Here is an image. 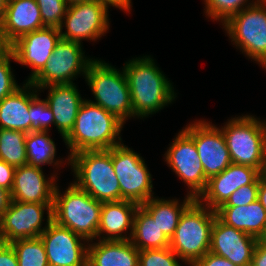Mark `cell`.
<instances>
[{"instance_id":"42","label":"cell","mask_w":266,"mask_h":266,"mask_svg":"<svg viewBox=\"0 0 266 266\" xmlns=\"http://www.w3.org/2000/svg\"><path fill=\"white\" fill-rule=\"evenodd\" d=\"M257 200L266 210V173H263L259 176V188H258Z\"/></svg>"},{"instance_id":"3","label":"cell","mask_w":266,"mask_h":266,"mask_svg":"<svg viewBox=\"0 0 266 266\" xmlns=\"http://www.w3.org/2000/svg\"><path fill=\"white\" fill-rule=\"evenodd\" d=\"M74 183L99 202L121 201V189L112 164V148L86 150L69 157Z\"/></svg>"},{"instance_id":"17","label":"cell","mask_w":266,"mask_h":266,"mask_svg":"<svg viewBox=\"0 0 266 266\" xmlns=\"http://www.w3.org/2000/svg\"><path fill=\"white\" fill-rule=\"evenodd\" d=\"M259 239L223 223L217 216L211 228L210 249L237 266H250Z\"/></svg>"},{"instance_id":"45","label":"cell","mask_w":266,"mask_h":266,"mask_svg":"<svg viewBox=\"0 0 266 266\" xmlns=\"http://www.w3.org/2000/svg\"><path fill=\"white\" fill-rule=\"evenodd\" d=\"M68 5L74 4V3H80V2H87L91 0H65Z\"/></svg>"},{"instance_id":"1","label":"cell","mask_w":266,"mask_h":266,"mask_svg":"<svg viewBox=\"0 0 266 266\" xmlns=\"http://www.w3.org/2000/svg\"><path fill=\"white\" fill-rule=\"evenodd\" d=\"M123 66L130 89L133 117H148L173 102L176 97L174 87L151 56L132 59Z\"/></svg>"},{"instance_id":"9","label":"cell","mask_w":266,"mask_h":266,"mask_svg":"<svg viewBox=\"0 0 266 266\" xmlns=\"http://www.w3.org/2000/svg\"><path fill=\"white\" fill-rule=\"evenodd\" d=\"M112 164L121 189V200L139 205L154 197L152 177L140 154L123 143L112 147Z\"/></svg>"},{"instance_id":"13","label":"cell","mask_w":266,"mask_h":266,"mask_svg":"<svg viewBox=\"0 0 266 266\" xmlns=\"http://www.w3.org/2000/svg\"><path fill=\"white\" fill-rule=\"evenodd\" d=\"M164 155L168 166L187 184L190 190L187 195L198 199L205 191L208 179L194 140L182 129Z\"/></svg>"},{"instance_id":"31","label":"cell","mask_w":266,"mask_h":266,"mask_svg":"<svg viewBox=\"0 0 266 266\" xmlns=\"http://www.w3.org/2000/svg\"><path fill=\"white\" fill-rule=\"evenodd\" d=\"M258 1H251L252 3L247 5L248 0H204L205 13L208 17L221 20L220 22L224 24L231 16Z\"/></svg>"},{"instance_id":"20","label":"cell","mask_w":266,"mask_h":266,"mask_svg":"<svg viewBox=\"0 0 266 266\" xmlns=\"http://www.w3.org/2000/svg\"><path fill=\"white\" fill-rule=\"evenodd\" d=\"M50 178L45 177L40 167L28 164L16 167L11 189L12 200L53 204L57 177L52 175Z\"/></svg>"},{"instance_id":"43","label":"cell","mask_w":266,"mask_h":266,"mask_svg":"<svg viewBox=\"0 0 266 266\" xmlns=\"http://www.w3.org/2000/svg\"><path fill=\"white\" fill-rule=\"evenodd\" d=\"M105 5L113 6L119 9H122L126 12H129L131 9V0H98Z\"/></svg>"},{"instance_id":"34","label":"cell","mask_w":266,"mask_h":266,"mask_svg":"<svg viewBox=\"0 0 266 266\" xmlns=\"http://www.w3.org/2000/svg\"><path fill=\"white\" fill-rule=\"evenodd\" d=\"M178 260L170 247L139 251V266H181Z\"/></svg>"},{"instance_id":"25","label":"cell","mask_w":266,"mask_h":266,"mask_svg":"<svg viewBox=\"0 0 266 266\" xmlns=\"http://www.w3.org/2000/svg\"><path fill=\"white\" fill-rule=\"evenodd\" d=\"M215 212L223 223L259 240L266 233V210L258 200L245 206L219 207Z\"/></svg>"},{"instance_id":"21","label":"cell","mask_w":266,"mask_h":266,"mask_svg":"<svg viewBox=\"0 0 266 266\" xmlns=\"http://www.w3.org/2000/svg\"><path fill=\"white\" fill-rule=\"evenodd\" d=\"M75 83L50 85L40 89H49V94L45 99L54 114V126L64 138L70 133L75 124V119L79 108L82 105L83 99L78 92Z\"/></svg>"},{"instance_id":"22","label":"cell","mask_w":266,"mask_h":266,"mask_svg":"<svg viewBox=\"0 0 266 266\" xmlns=\"http://www.w3.org/2000/svg\"><path fill=\"white\" fill-rule=\"evenodd\" d=\"M138 206L139 204L128 200L103 202L97 237L99 236L100 240H130ZM127 229L130 230V235L126 237L127 234H122L124 231L127 233ZM101 235H105V237H101Z\"/></svg>"},{"instance_id":"27","label":"cell","mask_w":266,"mask_h":266,"mask_svg":"<svg viewBox=\"0 0 266 266\" xmlns=\"http://www.w3.org/2000/svg\"><path fill=\"white\" fill-rule=\"evenodd\" d=\"M130 241L139 251L170 246V240L141 205L138 206L134 216L133 233Z\"/></svg>"},{"instance_id":"28","label":"cell","mask_w":266,"mask_h":266,"mask_svg":"<svg viewBox=\"0 0 266 266\" xmlns=\"http://www.w3.org/2000/svg\"><path fill=\"white\" fill-rule=\"evenodd\" d=\"M25 146L27 152V164L30 166L41 167L48 164L59 165L63 161L55 160V142L48 135V131L29 132L26 134ZM56 161V162H54Z\"/></svg>"},{"instance_id":"35","label":"cell","mask_w":266,"mask_h":266,"mask_svg":"<svg viewBox=\"0 0 266 266\" xmlns=\"http://www.w3.org/2000/svg\"><path fill=\"white\" fill-rule=\"evenodd\" d=\"M10 59L15 61L12 51L7 47L0 54V101L20 87L11 71Z\"/></svg>"},{"instance_id":"10","label":"cell","mask_w":266,"mask_h":266,"mask_svg":"<svg viewBox=\"0 0 266 266\" xmlns=\"http://www.w3.org/2000/svg\"><path fill=\"white\" fill-rule=\"evenodd\" d=\"M78 42L60 39L44 68L29 81L37 89L50 85L72 84L74 77L85 76L94 60L87 58Z\"/></svg>"},{"instance_id":"16","label":"cell","mask_w":266,"mask_h":266,"mask_svg":"<svg viewBox=\"0 0 266 266\" xmlns=\"http://www.w3.org/2000/svg\"><path fill=\"white\" fill-rule=\"evenodd\" d=\"M60 39L59 28L44 27L23 35L8 47L15 62L32 68L27 82L44 68Z\"/></svg>"},{"instance_id":"15","label":"cell","mask_w":266,"mask_h":266,"mask_svg":"<svg viewBox=\"0 0 266 266\" xmlns=\"http://www.w3.org/2000/svg\"><path fill=\"white\" fill-rule=\"evenodd\" d=\"M44 244L49 266H87L86 239L51 220L39 236ZM83 240L84 243H81Z\"/></svg>"},{"instance_id":"14","label":"cell","mask_w":266,"mask_h":266,"mask_svg":"<svg viewBox=\"0 0 266 266\" xmlns=\"http://www.w3.org/2000/svg\"><path fill=\"white\" fill-rule=\"evenodd\" d=\"M193 140L206 178L218 175L232 162L222 130L204 120L183 129Z\"/></svg>"},{"instance_id":"36","label":"cell","mask_w":266,"mask_h":266,"mask_svg":"<svg viewBox=\"0 0 266 266\" xmlns=\"http://www.w3.org/2000/svg\"><path fill=\"white\" fill-rule=\"evenodd\" d=\"M259 177L252 183L244 185L234 191L228 200L220 207L245 206L258 198Z\"/></svg>"},{"instance_id":"40","label":"cell","mask_w":266,"mask_h":266,"mask_svg":"<svg viewBox=\"0 0 266 266\" xmlns=\"http://www.w3.org/2000/svg\"><path fill=\"white\" fill-rule=\"evenodd\" d=\"M250 266H266V244L261 240L256 244Z\"/></svg>"},{"instance_id":"47","label":"cell","mask_w":266,"mask_h":266,"mask_svg":"<svg viewBox=\"0 0 266 266\" xmlns=\"http://www.w3.org/2000/svg\"><path fill=\"white\" fill-rule=\"evenodd\" d=\"M260 65L266 69V58L260 63Z\"/></svg>"},{"instance_id":"38","label":"cell","mask_w":266,"mask_h":266,"mask_svg":"<svg viewBox=\"0 0 266 266\" xmlns=\"http://www.w3.org/2000/svg\"><path fill=\"white\" fill-rule=\"evenodd\" d=\"M16 167L0 160V186L10 190L13 187Z\"/></svg>"},{"instance_id":"39","label":"cell","mask_w":266,"mask_h":266,"mask_svg":"<svg viewBox=\"0 0 266 266\" xmlns=\"http://www.w3.org/2000/svg\"><path fill=\"white\" fill-rule=\"evenodd\" d=\"M0 266H19L16 253L10 243L0 241Z\"/></svg>"},{"instance_id":"30","label":"cell","mask_w":266,"mask_h":266,"mask_svg":"<svg viewBox=\"0 0 266 266\" xmlns=\"http://www.w3.org/2000/svg\"><path fill=\"white\" fill-rule=\"evenodd\" d=\"M19 266H49L46 250L40 237L17 239L10 242Z\"/></svg>"},{"instance_id":"8","label":"cell","mask_w":266,"mask_h":266,"mask_svg":"<svg viewBox=\"0 0 266 266\" xmlns=\"http://www.w3.org/2000/svg\"><path fill=\"white\" fill-rule=\"evenodd\" d=\"M222 25L242 53L259 64L266 58V0L242 9Z\"/></svg>"},{"instance_id":"41","label":"cell","mask_w":266,"mask_h":266,"mask_svg":"<svg viewBox=\"0 0 266 266\" xmlns=\"http://www.w3.org/2000/svg\"><path fill=\"white\" fill-rule=\"evenodd\" d=\"M12 201L11 191L0 186V219Z\"/></svg>"},{"instance_id":"19","label":"cell","mask_w":266,"mask_h":266,"mask_svg":"<svg viewBox=\"0 0 266 266\" xmlns=\"http://www.w3.org/2000/svg\"><path fill=\"white\" fill-rule=\"evenodd\" d=\"M44 28L36 0H8L0 19V38L6 47L23 35Z\"/></svg>"},{"instance_id":"7","label":"cell","mask_w":266,"mask_h":266,"mask_svg":"<svg viewBox=\"0 0 266 266\" xmlns=\"http://www.w3.org/2000/svg\"><path fill=\"white\" fill-rule=\"evenodd\" d=\"M122 71L100 59H94L88 66L85 80L96 100V102L89 101L101 106L125 123L127 118L133 117V108L123 68Z\"/></svg>"},{"instance_id":"18","label":"cell","mask_w":266,"mask_h":266,"mask_svg":"<svg viewBox=\"0 0 266 266\" xmlns=\"http://www.w3.org/2000/svg\"><path fill=\"white\" fill-rule=\"evenodd\" d=\"M260 175L261 173L253 167L231 163L221 173L208 180L205 191L197 200L202 205L216 210L234 191L244 185L252 184Z\"/></svg>"},{"instance_id":"33","label":"cell","mask_w":266,"mask_h":266,"mask_svg":"<svg viewBox=\"0 0 266 266\" xmlns=\"http://www.w3.org/2000/svg\"><path fill=\"white\" fill-rule=\"evenodd\" d=\"M44 27L61 28L68 4L65 0H36Z\"/></svg>"},{"instance_id":"48","label":"cell","mask_w":266,"mask_h":266,"mask_svg":"<svg viewBox=\"0 0 266 266\" xmlns=\"http://www.w3.org/2000/svg\"><path fill=\"white\" fill-rule=\"evenodd\" d=\"M263 243H265L266 244V233H265V235L260 239Z\"/></svg>"},{"instance_id":"12","label":"cell","mask_w":266,"mask_h":266,"mask_svg":"<svg viewBox=\"0 0 266 266\" xmlns=\"http://www.w3.org/2000/svg\"><path fill=\"white\" fill-rule=\"evenodd\" d=\"M52 207L53 204L12 200L0 219V241L10 243L17 239L38 238L52 220ZM44 210H47V223L42 227Z\"/></svg>"},{"instance_id":"11","label":"cell","mask_w":266,"mask_h":266,"mask_svg":"<svg viewBox=\"0 0 266 266\" xmlns=\"http://www.w3.org/2000/svg\"><path fill=\"white\" fill-rule=\"evenodd\" d=\"M108 6L98 0L70 4L60 28L62 39L96 41L109 29ZM63 26L67 29L63 32Z\"/></svg>"},{"instance_id":"2","label":"cell","mask_w":266,"mask_h":266,"mask_svg":"<svg viewBox=\"0 0 266 266\" xmlns=\"http://www.w3.org/2000/svg\"><path fill=\"white\" fill-rule=\"evenodd\" d=\"M123 125L114 114L85 99L79 108L73 129L64 138L70 151L67 164L69 157L75 153L108 150L122 144L120 133Z\"/></svg>"},{"instance_id":"5","label":"cell","mask_w":266,"mask_h":266,"mask_svg":"<svg viewBox=\"0 0 266 266\" xmlns=\"http://www.w3.org/2000/svg\"><path fill=\"white\" fill-rule=\"evenodd\" d=\"M252 115L228 120L221 128L231 162L257 169H266V122Z\"/></svg>"},{"instance_id":"23","label":"cell","mask_w":266,"mask_h":266,"mask_svg":"<svg viewBox=\"0 0 266 266\" xmlns=\"http://www.w3.org/2000/svg\"><path fill=\"white\" fill-rule=\"evenodd\" d=\"M32 90V92H31ZM39 91L30 82L23 84L0 101V128L31 132L29 105Z\"/></svg>"},{"instance_id":"29","label":"cell","mask_w":266,"mask_h":266,"mask_svg":"<svg viewBox=\"0 0 266 266\" xmlns=\"http://www.w3.org/2000/svg\"><path fill=\"white\" fill-rule=\"evenodd\" d=\"M26 134L0 128V160L14 167L27 165Z\"/></svg>"},{"instance_id":"32","label":"cell","mask_w":266,"mask_h":266,"mask_svg":"<svg viewBox=\"0 0 266 266\" xmlns=\"http://www.w3.org/2000/svg\"><path fill=\"white\" fill-rule=\"evenodd\" d=\"M29 113H31V132L48 131L50 124H54V114L47 101L41 100L38 94L30 102Z\"/></svg>"},{"instance_id":"24","label":"cell","mask_w":266,"mask_h":266,"mask_svg":"<svg viewBox=\"0 0 266 266\" xmlns=\"http://www.w3.org/2000/svg\"><path fill=\"white\" fill-rule=\"evenodd\" d=\"M87 245V266H139V250L130 240H98Z\"/></svg>"},{"instance_id":"26","label":"cell","mask_w":266,"mask_h":266,"mask_svg":"<svg viewBox=\"0 0 266 266\" xmlns=\"http://www.w3.org/2000/svg\"><path fill=\"white\" fill-rule=\"evenodd\" d=\"M193 197L186 195L181 204L177 199H160L152 197L141 206L152 216L163 234L170 240L177 228L183 212L195 201Z\"/></svg>"},{"instance_id":"4","label":"cell","mask_w":266,"mask_h":266,"mask_svg":"<svg viewBox=\"0 0 266 266\" xmlns=\"http://www.w3.org/2000/svg\"><path fill=\"white\" fill-rule=\"evenodd\" d=\"M55 187L52 220L93 242L97 237L103 203L71 183L63 194Z\"/></svg>"},{"instance_id":"46","label":"cell","mask_w":266,"mask_h":266,"mask_svg":"<svg viewBox=\"0 0 266 266\" xmlns=\"http://www.w3.org/2000/svg\"><path fill=\"white\" fill-rule=\"evenodd\" d=\"M7 47L3 44L2 39L0 38V54L6 49Z\"/></svg>"},{"instance_id":"37","label":"cell","mask_w":266,"mask_h":266,"mask_svg":"<svg viewBox=\"0 0 266 266\" xmlns=\"http://www.w3.org/2000/svg\"><path fill=\"white\" fill-rule=\"evenodd\" d=\"M192 266H237L226 258L212 252L206 253L197 260Z\"/></svg>"},{"instance_id":"44","label":"cell","mask_w":266,"mask_h":266,"mask_svg":"<svg viewBox=\"0 0 266 266\" xmlns=\"http://www.w3.org/2000/svg\"><path fill=\"white\" fill-rule=\"evenodd\" d=\"M8 0H0V19L4 16Z\"/></svg>"},{"instance_id":"6","label":"cell","mask_w":266,"mask_h":266,"mask_svg":"<svg viewBox=\"0 0 266 266\" xmlns=\"http://www.w3.org/2000/svg\"><path fill=\"white\" fill-rule=\"evenodd\" d=\"M215 217V210L197 199L183 212L169 246L182 262L192 266L209 252Z\"/></svg>"}]
</instances>
